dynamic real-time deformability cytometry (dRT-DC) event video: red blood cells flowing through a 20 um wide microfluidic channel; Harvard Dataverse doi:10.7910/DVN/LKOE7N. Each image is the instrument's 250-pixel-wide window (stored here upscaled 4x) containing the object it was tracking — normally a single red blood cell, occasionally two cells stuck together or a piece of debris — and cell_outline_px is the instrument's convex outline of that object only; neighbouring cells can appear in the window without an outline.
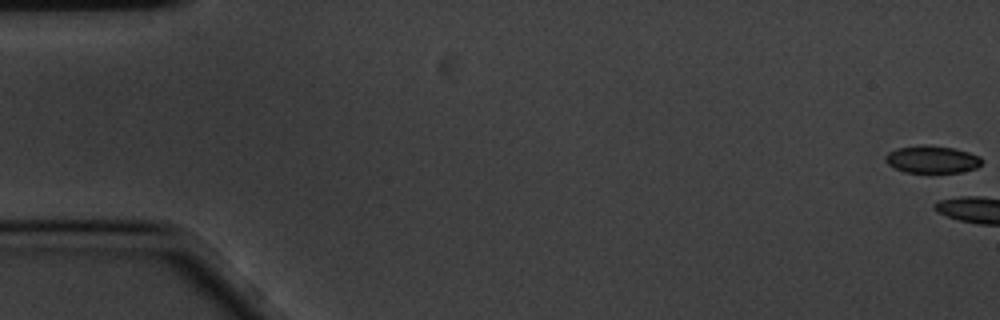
{"species": "common noctule bat (a hibernating species)", "species_latin": "Nyctalus noctula", "temperature_condition": "cold", "stored_images_in_passage": 15, "camera_frame_rate_fps": 3000, "um_per_image_px": 0.085, "animal": {"sex": "male", "body_mass_g": 20.1, "forearm_length_mm": 53.5}, "frame": {"image": 1, "passage_image": 1, "time_ms": 0.0, "image_size_px": [1000, 320], "cell_outline_px": [[984, 160], [976, 168], [960, 172], [928, 176], [904, 172], [888, 164], [884, 160], [884, 156], [888, 152], [896, 148], [924, 144], [952, 148], [968, 152], [980, 156]], "centroid_in_image_um": [79.2, 13.6], "position_along_channel_um": 5.8, "area_um2": 16.18}}